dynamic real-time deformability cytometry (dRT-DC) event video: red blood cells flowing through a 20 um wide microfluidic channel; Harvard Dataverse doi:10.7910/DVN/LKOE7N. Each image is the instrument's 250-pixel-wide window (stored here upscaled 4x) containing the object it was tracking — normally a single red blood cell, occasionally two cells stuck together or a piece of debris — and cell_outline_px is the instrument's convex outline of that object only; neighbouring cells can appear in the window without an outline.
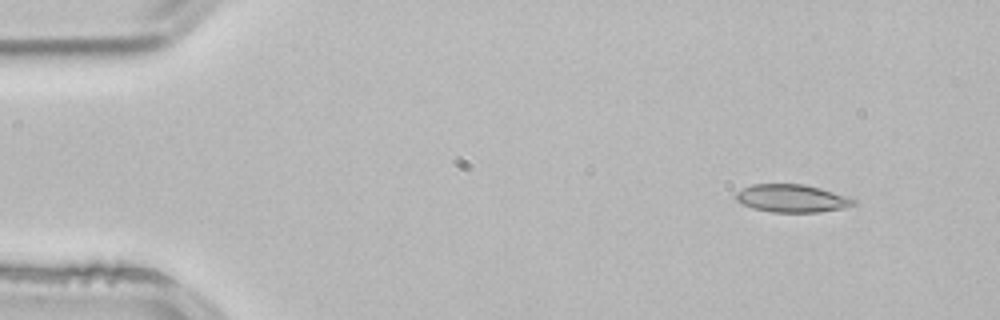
{"species": "common noctule bat (a hibernating species)", "species_latin": "Nyctalus noctula", "temperature_condition": "room temperature", "stored_images_in_passage": 3, "camera_frame_rate_fps": 3000, "um_per_image_px": 0.085, "animal": {"sex": "male", "body_mass_g": 21.5, "forearm_length_mm": 52.0}, "frame": {"image": 1, "passage_image": 1, "time_ms": 0.0, "image_size_px": [1000, 320], "cell_outline_px": [[856, 204], [844, 208], [820, 212], [772, 212], [752, 208], [736, 200], [736, 192], [752, 184], [804, 184], [820, 188], [848, 196], [856, 200]], "centroid_in_image_um": [67.34, 16.86], "position_along_channel_um": 17.7, "area_um2": 19.07}}
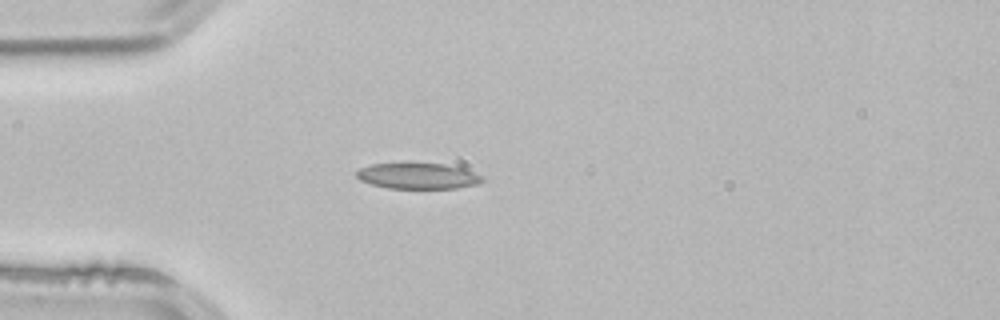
{"frame": {"image": 2, "passage_image": 3, "time_ms": 0.667, "image_size_px": [1000, 320], "cell_outline_px": [[484, 180], [476, 184], [456, 188], [388, 188], [372, 184], [360, 180], [356, 176], [356, 172], [360, 168], [372, 164], [444, 164], [460, 168], [484, 176]], "centroid_in_image_um": [35.51, 14.97], "position_along_channel_um": 49.5, "area_um2": 18.55}}